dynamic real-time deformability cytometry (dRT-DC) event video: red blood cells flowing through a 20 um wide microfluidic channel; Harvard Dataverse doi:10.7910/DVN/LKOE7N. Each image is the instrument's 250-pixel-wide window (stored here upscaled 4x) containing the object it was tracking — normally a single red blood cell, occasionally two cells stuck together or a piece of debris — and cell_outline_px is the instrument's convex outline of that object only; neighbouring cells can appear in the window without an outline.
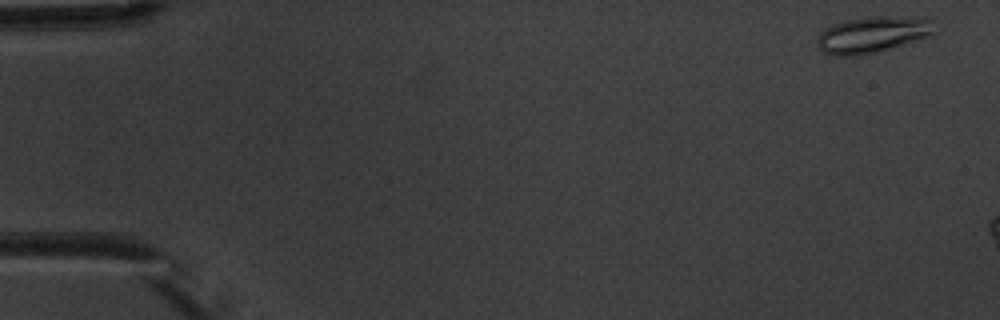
{"species": "common noctule bat (a hibernating species)", "species_latin": "Nyctalus noctula", "temperature_condition": "warm", "stored_images_in_passage": 3, "camera_frame_rate_fps": 3000, "um_per_image_px": 0.085, "animal": {"sex": "male", "body_mass_g": 20.1, "forearm_length_mm": 53.5}, "frame": {"image": 1, "passage_image": 1, "time_ms": 0.0, "image_size_px": [1000, 320], "cell_outline_px": [[932, 32], [928, 36], [876, 52], [852, 56], [836, 56], [824, 52], [816, 44], [816, 40], [820, 32], [832, 24], [848, 20], [868, 16], [912, 16], [928, 20]], "centroid_in_image_um": [74.05, 2.93], "position_along_channel_um": 10.9, "area_um2": 24.28}}